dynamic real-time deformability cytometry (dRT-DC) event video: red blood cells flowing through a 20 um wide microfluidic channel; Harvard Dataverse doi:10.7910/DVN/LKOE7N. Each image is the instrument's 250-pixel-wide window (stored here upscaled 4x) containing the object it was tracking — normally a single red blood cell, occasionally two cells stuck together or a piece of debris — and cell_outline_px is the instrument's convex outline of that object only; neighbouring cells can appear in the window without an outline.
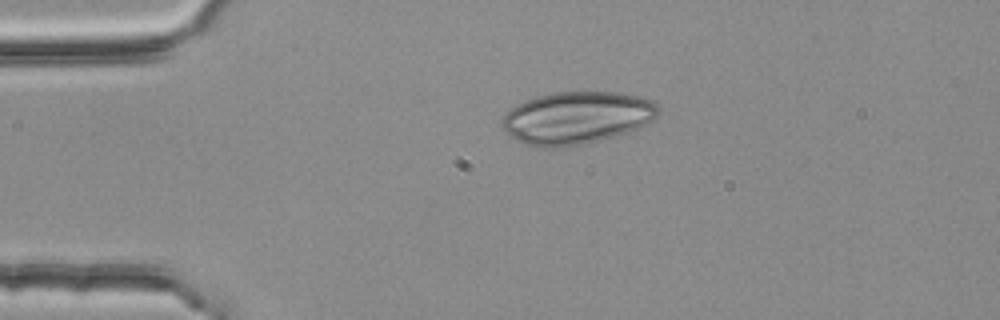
{"species": "common noctule bat (a hibernating species)", "species_latin": "Nyctalus noctula", "temperature_condition": "room temperature", "stored_images_in_passage": 44, "camera_frame_rate_fps": 3000, "um_per_image_px": 0.085, "animal": {"sex": "female", "body_mass_g": 25.1}, "frame": {"image": 1, "passage_image": 2, "time_ms": 0.333, "image_size_px": [1000, 320], "cell_outline_px": [[660, 112], [652, 120], [636, 128], [600, 140], [580, 144], [548, 148], [544, 148], [524, 144], [516, 140], [504, 128], [504, 116], [512, 108], [536, 96], [552, 92], [616, 92], [636, 96], [648, 100], [656, 104], [660, 108]], "centroid_in_image_um": [49.03, 10.0], "position_along_channel_um": 36.0, "area_um2": 46.76}}
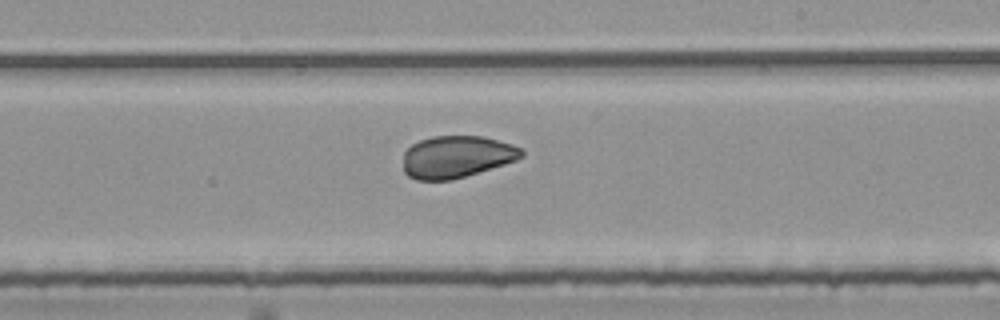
{"frame": {"image": 2, "passage_image": 22, "time_ms": 7.0, "image_size_px": [1000, 320], "cell_outline_px": [[524, 156], [516, 160], [504, 164], [452, 180], [416, 180], [408, 176], [404, 172], [404, 152], [412, 144], [420, 140], [432, 136], [484, 136], [512, 144], [520, 148], [524, 152]], "centroid_in_image_um": [38.8, 13.32], "position_along_channel_um": 250.2, "area_um2": 29.02}}
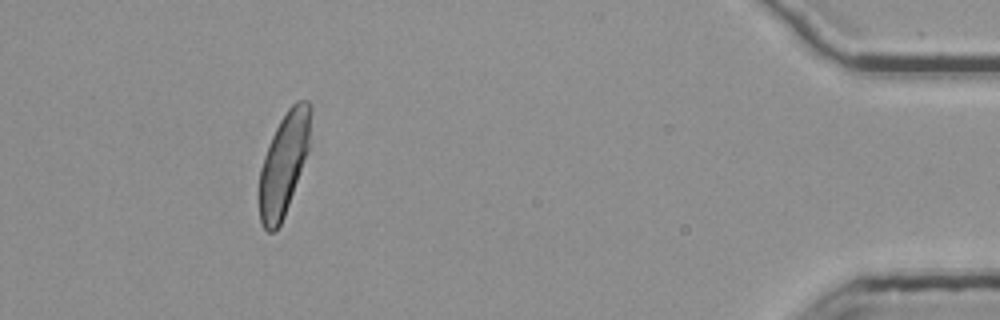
{"frame": {"image": 3, "passage_image": 40, "time_ms": 13.0, "image_size_px": [1000, 320], "cell_outline_px": [[312, 112], [308, 152], [284, 216], [280, 224], [272, 232], [268, 232], [264, 228], [260, 220], [260, 168], [268, 144], [280, 120], [288, 108], [296, 100], [308, 100], [312, 104]], "centroid_in_image_um": [24.15, 13.85], "position_along_channel_um": 411.1, "area_um2": 30.4}}